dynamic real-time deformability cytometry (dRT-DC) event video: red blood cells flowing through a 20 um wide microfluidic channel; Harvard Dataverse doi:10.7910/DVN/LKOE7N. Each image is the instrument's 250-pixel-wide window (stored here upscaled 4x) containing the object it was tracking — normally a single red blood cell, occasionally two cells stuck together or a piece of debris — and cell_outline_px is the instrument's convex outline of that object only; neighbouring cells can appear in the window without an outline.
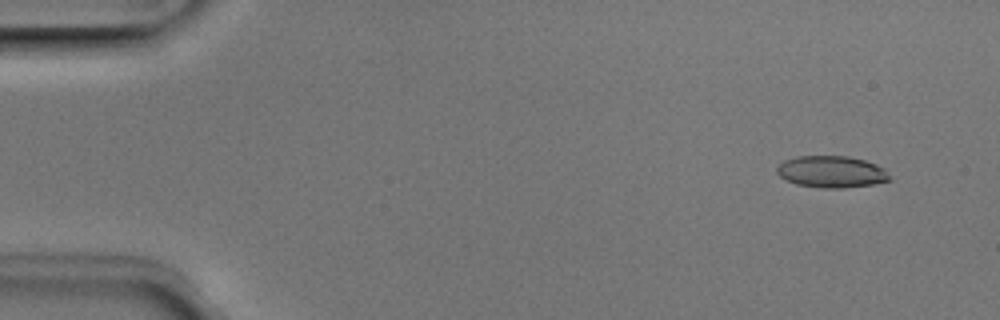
{"species": "Egyptian fruit bat (a non-hibernating species)", "species_latin": "Rousettus aegyptiacus", "temperature_condition": "room temperature", "stored_images_in_passage": 4, "camera_frame_rate_fps": 3000, "um_per_image_px": 0.085, "animal": {"sex": "male"}, "frame": {"image": 1, "passage_image": 1, "time_ms": 0.0, "image_size_px": [1000, 320], "cell_outline_px": [[892, 180], [872, 184], [844, 188], [824, 188], [796, 184], [780, 176], [776, 172], [776, 168], [784, 160], [796, 156], [848, 156], [864, 160], [876, 164], [884, 168]], "centroid_in_image_um": [70.68, 14.59], "position_along_channel_um": 14.3, "area_um2": 20.81}}
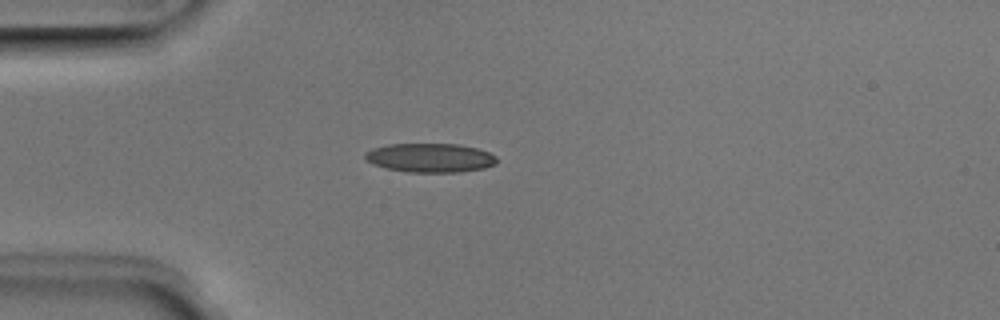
{"frame": {"image": 2, "passage_image": 3, "time_ms": 0.667, "image_size_px": [1000, 320], "cell_outline_px": [[496, 164], [484, 168], [460, 172], [408, 172], [384, 168], [372, 164], [364, 160], [364, 152], [372, 148], [388, 144], [460, 144], [476, 148], [488, 152], [496, 156]], "centroid_in_image_um": [36.51, 13.41], "position_along_channel_um": 48.5, "area_um2": 22.48}}